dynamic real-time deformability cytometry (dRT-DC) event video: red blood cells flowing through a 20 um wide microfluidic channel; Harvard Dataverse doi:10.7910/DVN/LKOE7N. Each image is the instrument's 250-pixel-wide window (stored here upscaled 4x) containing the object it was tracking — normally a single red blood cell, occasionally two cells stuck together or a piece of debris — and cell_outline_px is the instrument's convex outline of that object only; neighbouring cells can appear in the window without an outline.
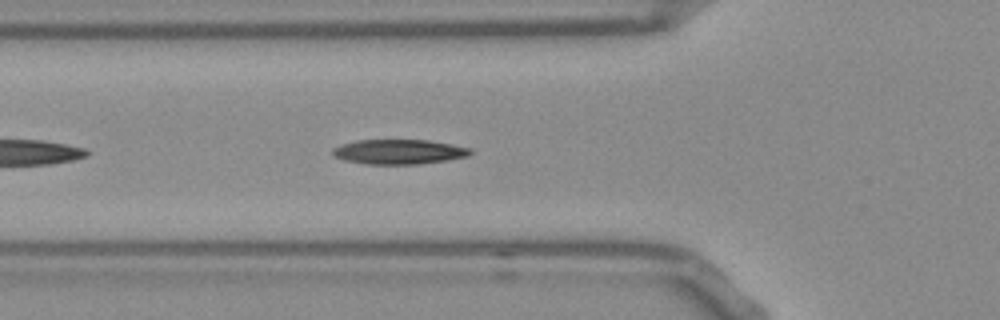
{"species": "Egyptian fruit bat (a non-hibernating species)", "species_latin": "Rousettus aegyptiacus", "temperature_condition": "room temperature", "stored_images_in_passage": 38, "camera_frame_rate_fps": 3000, "um_per_image_px": 0.085, "frame": {"image": 1, "passage_image": 6, "time_ms": 1.667, "image_size_px": [1000, 320], "cell_outline_px": [[472, 152], [468, 156], [448, 160], [420, 164], [364, 164], [344, 160], [332, 156], [332, 148], [356, 140], [428, 140], [452, 144], [472, 148]], "centroid_in_image_um": [33.91, 12.9], "position_along_channel_um": 91.9, "area_um2": 20.0}, "authors_computed_cell_mechanics": {"area_um2": 19.4497, "velocity_mm_per_s": 3.7761, "shape_relaxation_time_tau1_ms": 8.1146, "shape_relaxation_time_tau2_ms": 2.6327, "deformation_change_tau1": 0.2333, "deformation_change_tau2": 0.1016}}